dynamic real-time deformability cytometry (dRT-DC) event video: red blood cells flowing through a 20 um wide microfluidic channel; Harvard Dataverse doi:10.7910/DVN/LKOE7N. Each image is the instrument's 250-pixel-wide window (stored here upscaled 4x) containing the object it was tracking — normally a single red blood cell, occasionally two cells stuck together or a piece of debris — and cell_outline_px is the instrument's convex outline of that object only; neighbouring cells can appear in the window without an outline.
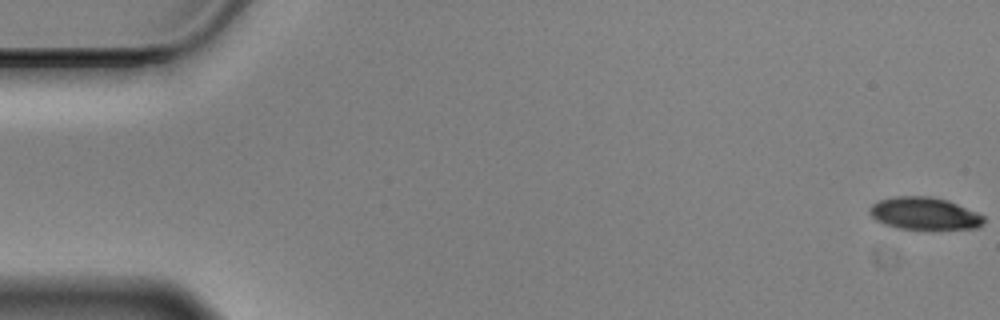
{"species": "Egyptian fruit bat (a non-hibernating species)", "species_latin": "Rousettus aegyptiacus", "temperature_condition": "cold", "stored_images_in_passage": 58, "camera_frame_rate_fps": 3000, "um_per_image_px": 0.085, "animal": {"sex": "male"}, "frame": {"image": 1, "passage_image": 1, "time_ms": 0.0, "image_size_px": [1000, 320], "cell_outline_px": [[984, 224], [976, 228], [932, 232], [896, 228], [884, 224], [876, 220], [872, 216], [872, 204], [880, 200], [896, 196], [928, 196], [948, 200], [976, 212], [984, 216]], "centroid_in_image_um": [78.64, 18.21], "position_along_channel_um": 6.4, "area_um2": 22.2}}
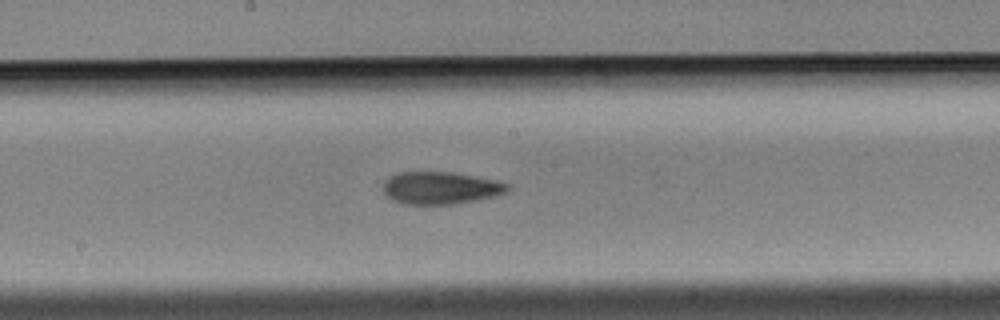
{"frame": {"image": 2, "passage_image": 31, "time_ms": 10.0, "image_size_px": [1000, 320], "cell_outline_px": [[508, 188], [504, 192], [496, 196], [476, 200], [452, 204], [404, 204], [392, 200], [384, 192], [384, 180], [388, 176], [400, 172], [452, 172], [496, 180], [508, 184]], "centroid_in_image_um": [37.41, 15.97], "position_along_channel_um": 210.8, "area_um2": 23.35}}
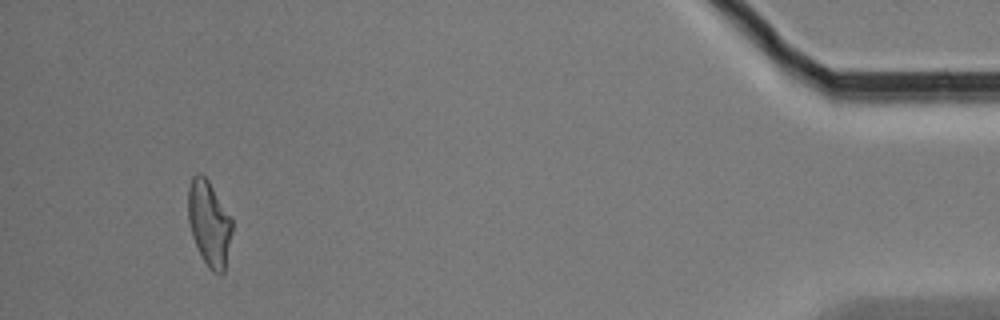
{"frame": {"image": 3, "passage_image": 55, "time_ms": 18.0, "image_size_px": [1000, 320], "cell_outline_px": [[232, 232], [224, 272], [212, 272], [208, 268], [192, 236], [188, 220], [188, 188], [192, 176], [196, 172], [200, 172], [208, 180], [232, 220]], "centroid_in_image_um": [17.76, 18.96], "position_along_channel_um": 417.4, "area_um2": 21.56}, "authors_computed_cell_mechanics": {"area_um2": 22.5709, "velocity_mm_per_s": 3.4701, "shape_relaxation_time_tau1_ms": 5.3203, "shape_relaxation_time_tau2_ms": 2.4894, "deformation_change_tau1": 0.1452, "deformation_change_tau2": 0.0922}}